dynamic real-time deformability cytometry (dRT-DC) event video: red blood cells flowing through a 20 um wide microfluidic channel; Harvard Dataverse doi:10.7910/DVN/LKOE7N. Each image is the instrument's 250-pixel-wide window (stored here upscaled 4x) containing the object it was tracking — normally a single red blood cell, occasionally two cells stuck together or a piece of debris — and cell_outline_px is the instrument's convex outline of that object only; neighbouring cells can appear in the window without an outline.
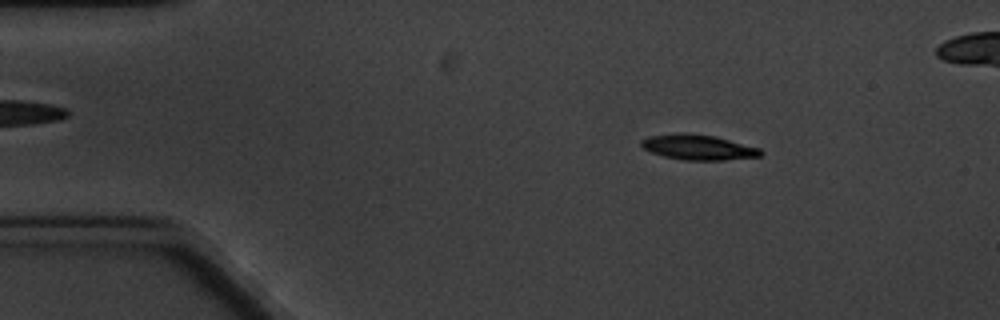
{"species": "common noctule bat (a hibernating species)", "species_latin": "Nyctalus noctula", "temperature_condition": "cold", "stored_images_in_passage": 8, "camera_frame_rate_fps": 3000, "um_per_image_px": 0.085, "animal": {"sex": "male", "body_mass_g": 20.1, "forearm_length_mm": 53.5}, "frame": {"image": 1, "passage_image": 2, "time_ms": 1.333, "image_size_px": [1000, 320], "cell_outline_px": [[764, 152], [760, 156], [724, 160], [684, 160], [664, 156], [652, 152], [644, 148], [640, 144], [640, 140], [652, 136], [680, 132], [688, 132], [716, 136], [760, 148]], "centroid_in_image_um": [59.37, 12.5], "position_along_channel_um": 25.6, "area_um2": 17.57}}